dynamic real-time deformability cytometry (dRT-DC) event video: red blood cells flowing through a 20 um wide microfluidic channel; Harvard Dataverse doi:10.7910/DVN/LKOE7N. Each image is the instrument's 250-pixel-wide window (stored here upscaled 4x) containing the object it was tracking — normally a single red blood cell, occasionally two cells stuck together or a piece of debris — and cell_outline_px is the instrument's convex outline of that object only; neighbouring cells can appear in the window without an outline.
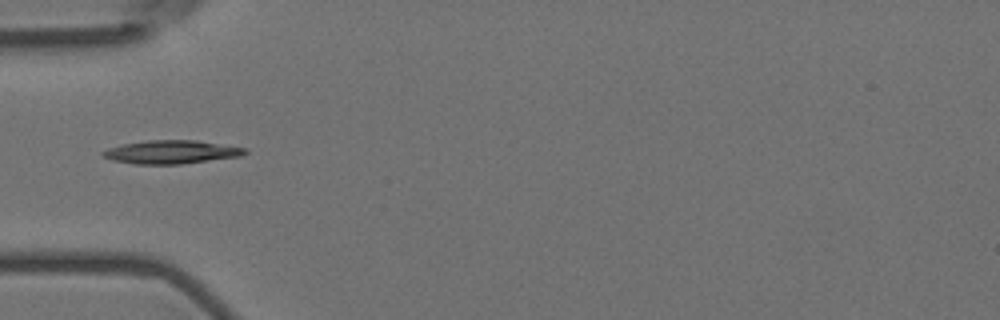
{"species": "Egyptian fruit bat (a non-hibernating species)", "species_latin": "Rousettus aegyptiacus", "temperature_condition": "room temperature", "stored_images_in_passage": 39, "camera_frame_rate_fps": 3000, "um_per_image_px": 0.085, "animal": {"sex": "female"}, "frame": {"image": 1, "passage_image": 1, "time_ms": 0.0, "image_size_px": [1000, 320], "cell_outline_px": [[248, 152], [240, 156], [180, 164], [136, 164], [112, 160], [100, 156], [100, 152], [108, 148], [124, 144], [148, 140], [196, 140], [248, 148]], "centroid_in_image_um": [14.55, 12.92], "position_along_channel_um": 70.5, "area_um2": 19.36}}
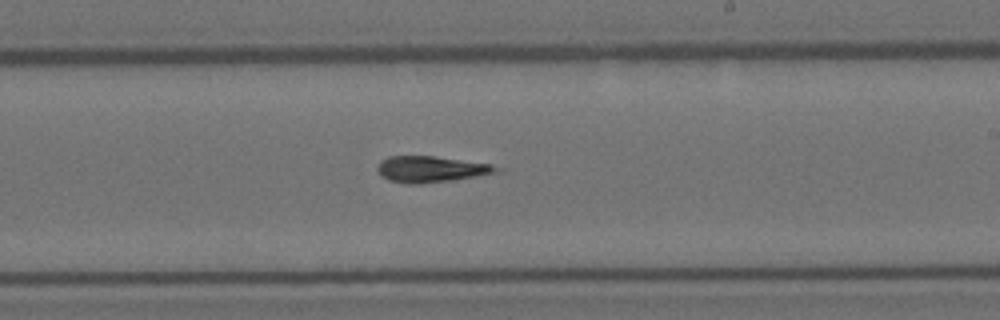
{"frame": {"image": 2, "passage_image": 16, "time_ms": 5.0, "image_size_px": [1000, 320], "cell_outline_px": [[504, 172], [452, 180], [420, 184], [408, 184], [388, 180], [380, 176], [376, 168], [380, 160], [388, 156], [432, 156], [492, 164], [504, 168]], "centroid_in_image_um": [36.67, 14.39], "position_along_channel_um": 252.3, "area_um2": 18.5}}
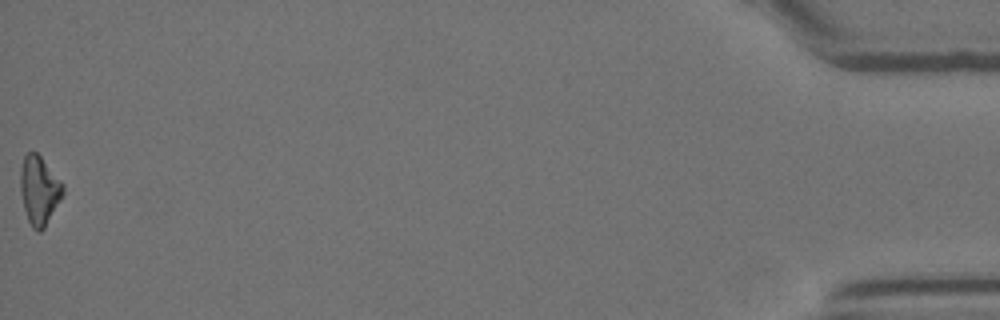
{"frame": {"image": 3, "passage_image": 39, "time_ms": 12.667, "image_size_px": [1000, 320], "cell_outline_px": [[64, 192], [60, 200], [44, 228], [40, 232], [32, 228], [28, 220], [24, 208], [20, 192], [20, 168], [24, 156], [28, 152], [36, 152], [40, 156], [64, 184]], "centroid_in_image_um": [3.32, 16.17], "position_along_channel_um": 431.9, "area_um2": 16.94}, "authors_computed_cell_mechanics": {"area_um2": 17.5134, "velocity_mm_per_s": 3.631, "shape_relaxation_time_tau1_ms": null, "shape_relaxation_time_tau2_ms": 5.8743, "deformation_change_tau1": null, "deformation_change_tau2": 0.1812}}